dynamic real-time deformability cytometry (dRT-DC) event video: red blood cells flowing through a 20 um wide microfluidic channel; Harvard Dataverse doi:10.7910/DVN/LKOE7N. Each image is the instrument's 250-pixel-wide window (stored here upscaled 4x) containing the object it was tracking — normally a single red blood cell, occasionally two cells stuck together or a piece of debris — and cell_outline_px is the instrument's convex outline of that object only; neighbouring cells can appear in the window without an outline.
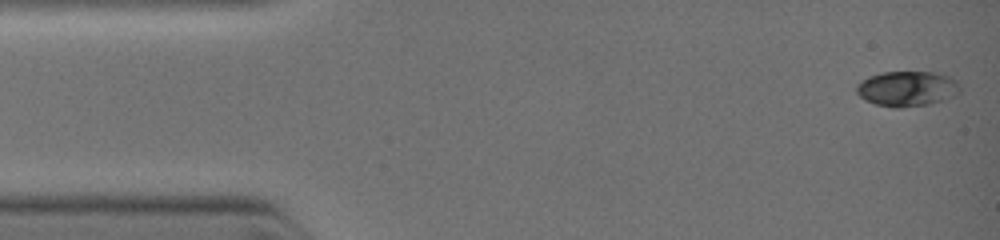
{"species": "common noctule bat (a hibernating species)", "species_latin": "Nyctalus noctula", "temperature_condition": "warm", "stored_images_in_passage": 34, "camera_frame_rate_fps": 3000, "um_per_image_px": 0.085, "animal": {"sex": "female", "body_mass_g": 19.0, "forearm_length_mm": 51.5}, "frame": {"image": 1, "passage_image": 1, "time_ms": 0.0, "image_size_px": [1000, 240], "cell_outline_px": [[960, 92], [952, 96], [928, 104], [900, 108], [892, 108], [876, 104], [860, 96], [856, 92], [856, 88], [868, 76], [880, 72], [932, 72], [948, 76], [956, 80], [960, 88]], "centroid_in_image_um": [77.1, 7.53], "position_along_channel_um": 7.9, "area_um2": 20.92}}
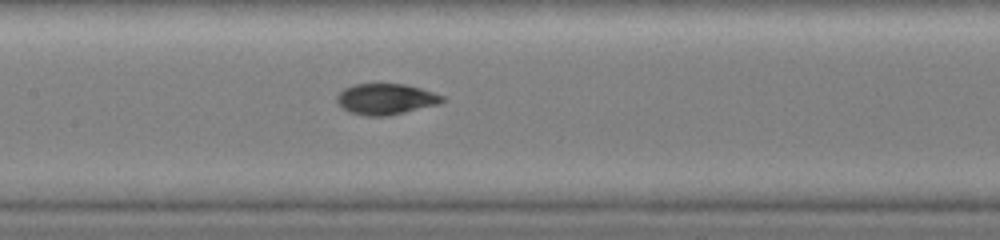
{"frame": {"image": 2, "passage_image": 20, "time_ms": 5.0, "image_size_px": [1000, 240], "cell_outline_px": [[444, 100], [436, 104], [404, 112], [384, 116], [368, 116], [352, 112], [344, 108], [336, 100], [336, 96], [344, 88], [356, 84], [404, 84], [420, 88], [444, 96]], "centroid_in_image_um": [32.77, 8.41], "position_along_channel_um": 174.6, "area_um2": 18.5}}
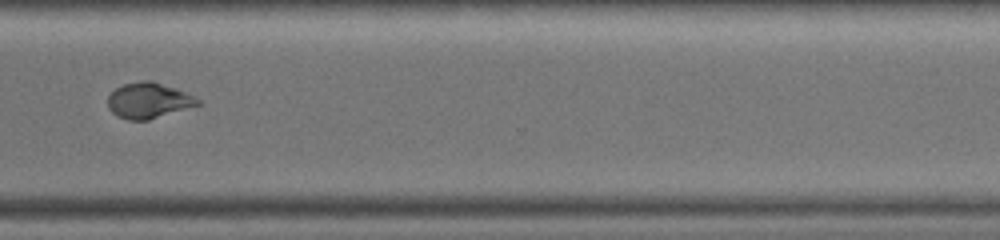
{"frame": {"image": 3, "passage_image": 33, "time_ms": 8.333, "image_size_px": [1000, 240], "cell_outline_px": [[200, 104], [148, 120], [128, 120], [116, 116], [108, 108], [108, 96], [116, 88], [124, 84], [140, 80], [152, 80], [176, 88], [200, 100]], "centroid_in_image_um": [12.59, 8.54], "position_along_channel_um": 358.0, "area_um2": 18.55}}